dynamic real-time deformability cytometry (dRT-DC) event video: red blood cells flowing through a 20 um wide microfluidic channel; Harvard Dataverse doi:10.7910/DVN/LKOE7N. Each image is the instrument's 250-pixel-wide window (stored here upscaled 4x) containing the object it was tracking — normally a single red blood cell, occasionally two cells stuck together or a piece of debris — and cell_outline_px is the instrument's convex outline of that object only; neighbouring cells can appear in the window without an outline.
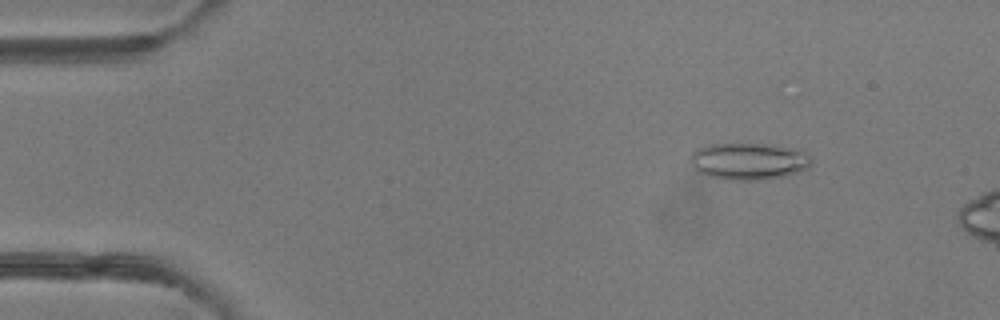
{"species": "common noctule bat (a hibernating species)", "species_latin": "Nyctalus noctula", "temperature_condition": "room temperature", "stored_images_in_passage": 2, "camera_frame_rate_fps": 3000, "um_per_image_px": 0.085, "animal": {"sex": "female"}, "frame": {"image": 1, "passage_image": 1, "time_ms": 0.0, "image_size_px": [1000, 320], "cell_outline_px": [[812, 160], [808, 168], [800, 172], [784, 176], [760, 180], [724, 180], [708, 176], [696, 172], [692, 164], [692, 152], [708, 144], [772, 144], [792, 148], [808, 152]], "centroid_in_image_um": [63.67, 13.71], "position_along_channel_um": 21.3, "area_um2": 26.24}}